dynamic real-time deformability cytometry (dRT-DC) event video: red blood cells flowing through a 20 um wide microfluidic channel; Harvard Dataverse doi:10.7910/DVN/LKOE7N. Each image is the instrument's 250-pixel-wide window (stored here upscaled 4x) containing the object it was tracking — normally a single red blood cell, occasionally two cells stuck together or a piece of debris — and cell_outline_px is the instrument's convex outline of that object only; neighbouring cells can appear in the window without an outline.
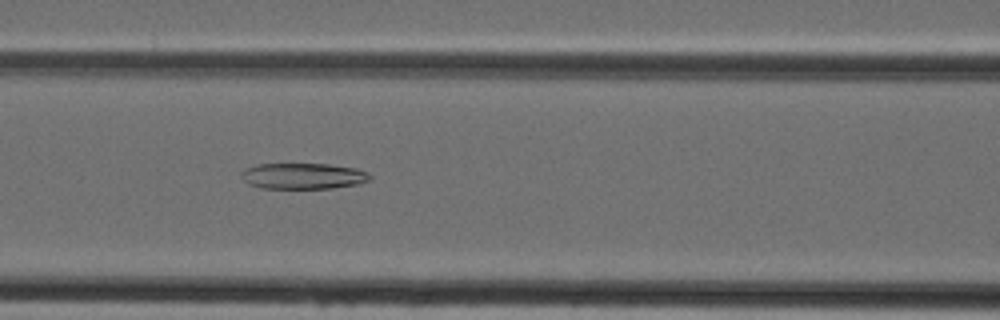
{"species": "Egyptian fruit bat (a non-hibernating species)", "species_latin": "Rousettus aegyptiacus", "temperature_condition": "cold", "stored_images_in_passage": 48, "camera_frame_rate_fps": 3000, "um_per_image_px": 0.085, "animal": {"sex": "female"}, "frame": {"image": 1, "passage_image": 21, "time_ms": 6.667, "image_size_px": [1000, 320], "cell_outline_px": [[372, 180], [356, 184], [332, 188], [260, 188], [248, 184], [240, 176], [240, 172], [244, 168], [256, 164], [328, 164], [356, 168], [368, 172], [372, 176]], "centroid_in_image_um": [25.75, 14.96], "position_along_channel_um": 140.9, "area_um2": 19.65}}
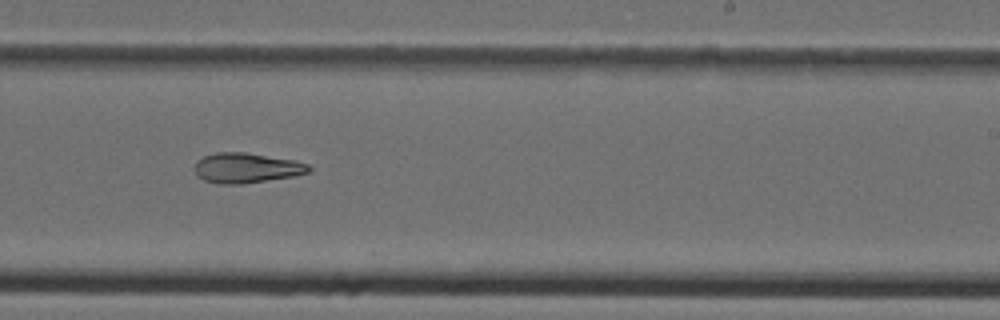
{"frame": {"image": 2, "passage_image": 30, "time_ms": 9.667, "image_size_px": [1000, 320], "cell_outline_px": [[312, 172], [296, 176], [240, 184], [216, 184], [204, 180], [196, 176], [196, 164], [204, 156], [216, 152], [244, 152], [292, 160], [308, 164], [312, 168]], "centroid_in_image_um": [20.98, 14.29], "position_along_channel_um": 268.0, "area_um2": 19.94}}
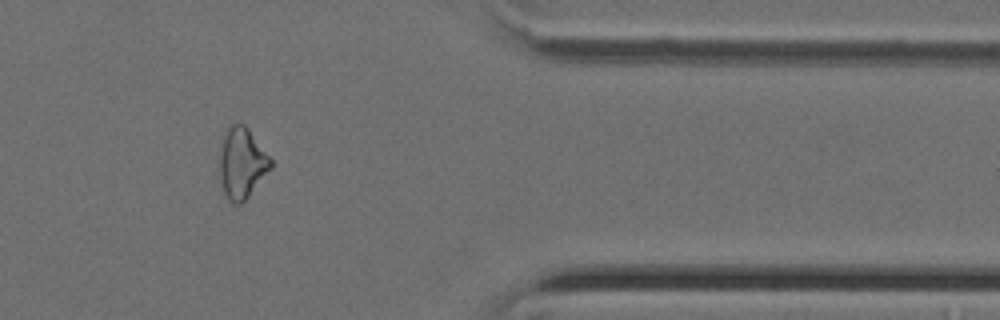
{"frame": {"image": 3, "passage_image": 40, "time_ms": 13.0, "image_size_px": [1000, 320], "cell_outline_px": [[272, 168], [248, 196], [240, 204], [232, 204], [228, 200], [216, 176], [220, 152], [224, 132], [232, 124], [244, 124], [248, 128], [272, 160]], "centroid_in_image_um": [20.51, 13.89], "position_along_channel_um": 390.9, "area_um2": 21.44}}